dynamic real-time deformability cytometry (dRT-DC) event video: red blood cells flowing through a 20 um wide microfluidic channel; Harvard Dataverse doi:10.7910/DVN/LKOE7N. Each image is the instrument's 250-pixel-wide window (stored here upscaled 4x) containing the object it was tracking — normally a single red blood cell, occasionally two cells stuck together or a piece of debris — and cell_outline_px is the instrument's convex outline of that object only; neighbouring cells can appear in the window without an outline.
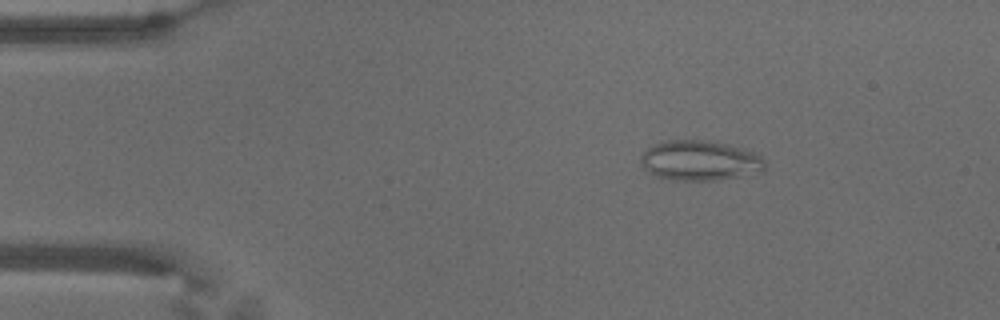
{"species": "common noctule bat (a hibernating species)", "species_latin": "Nyctalus noctula", "temperature_condition": "warm", "stored_images_in_passage": 44, "camera_frame_rate_fps": 3000, "um_per_image_px": 0.085, "animal": {"sex": "male", "body_mass_g": 18.8}, "frame": {"image": 1, "passage_image": 4, "time_ms": 1.0, "image_size_px": [1000, 320], "cell_outline_px": [[768, 164], [764, 172], [712, 180], [672, 180], [656, 176], [644, 168], [640, 160], [640, 156], [652, 144], [668, 140], [704, 140], [744, 148], [756, 152]], "centroid_in_image_um": [59.52, 13.64], "position_along_channel_um": 25.5, "area_um2": 29.07}}
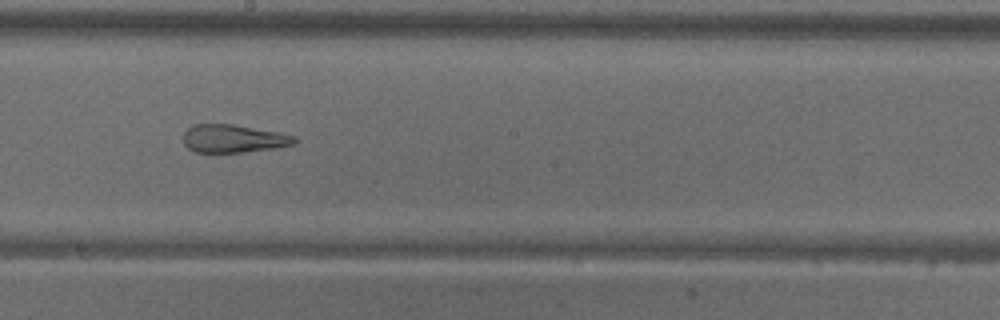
{"frame": {"image": 2, "passage_image": 26, "time_ms": 8.333, "image_size_px": [1000, 320], "cell_outline_px": [[296, 144], [272, 148], [244, 152], [196, 152], [188, 148], [184, 144], [184, 132], [188, 128], [196, 124], [232, 124], [280, 132], [296, 136]], "centroid_in_image_um": [19.86, 11.78], "position_along_channel_um": 228.3, "area_um2": 18.09}}
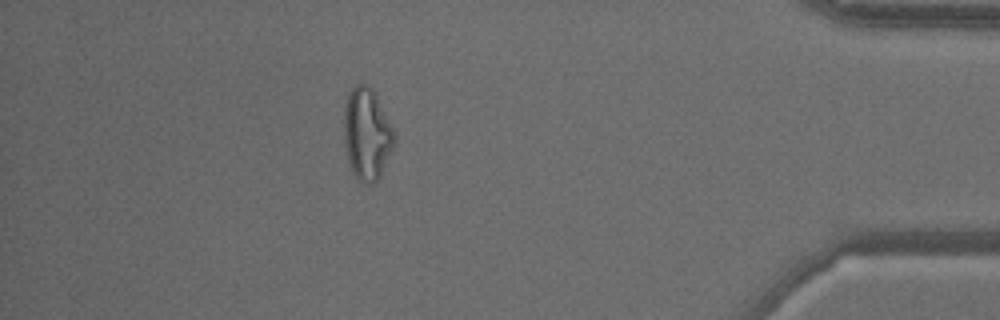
{"frame": {"image": 3, "passage_image": 44, "time_ms": 14.333, "image_size_px": [1000, 320], "cell_outline_px": [[396, 144], [376, 184], [364, 184], [352, 172], [348, 160], [344, 140], [344, 108], [348, 96], [352, 88], [356, 84], [368, 84], [376, 92], [396, 132]], "centroid_in_image_um": [31.23, 11.39], "position_along_channel_um": 404.0, "area_um2": 27.57}, "authors_computed_cell_mechanics": {"area_um2": 23.8714, "velocity_mm_per_s": 3.6709, "shape_relaxation_time_tau1_ms": null, "shape_relaxation_time_tau2_ms": 0.739, "deformation_change_tau1": null, "deformation_change_tau2": 0.1014}}